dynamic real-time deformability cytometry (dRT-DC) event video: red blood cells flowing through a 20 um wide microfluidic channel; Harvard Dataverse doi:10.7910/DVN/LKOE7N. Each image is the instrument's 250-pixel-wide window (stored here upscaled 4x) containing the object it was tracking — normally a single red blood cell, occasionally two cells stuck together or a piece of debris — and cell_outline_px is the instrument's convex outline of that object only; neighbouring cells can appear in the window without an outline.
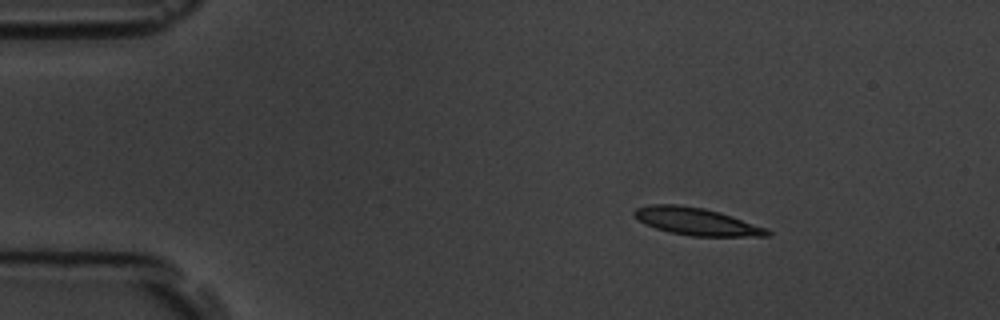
{"species": "common noctule bat (a hibernating species)", "species_latin": "Nyctalus noctula", "temperature_condition": "room temperature", "stored_images_in_passage": 4, "camera_frame_rate_fps": 3000, "um_per_image_px": 0.085, "animal": {"sex": "male", "body_mass_g": 19.5, "forearm_length_mm": 54.6}, "frame": {"image": 1, "passage_image": 1, "time_ms": 0.0, "image_size_px": [1000, 320], "cell_outline_px": [[772, 236], [692, 236], [668, 232], [644, 224], [632, 212], [636, 208], [652, 204], [676, 204], [704, 208], [720, 212], [768, 228], [772, 232]], "centroid_in_image_um": [59.24, 18.83], "position_along_channel_um": 25.8, "area_um2": 21.27}}